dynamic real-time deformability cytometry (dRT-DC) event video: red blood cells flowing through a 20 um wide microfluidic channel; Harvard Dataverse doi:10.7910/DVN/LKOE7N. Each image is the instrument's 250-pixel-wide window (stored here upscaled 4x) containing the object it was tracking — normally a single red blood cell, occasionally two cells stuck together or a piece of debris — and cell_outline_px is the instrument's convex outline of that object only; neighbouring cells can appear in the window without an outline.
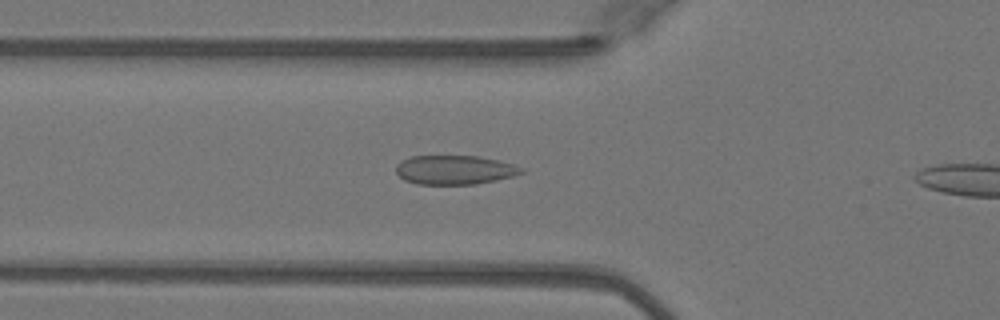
{"species": "Egyptian fruit bat (a non-hibernating species)", "species_latin": "Rousettus aegyptiacus", "temperature_condition": "warm", "stored_images_in_passage": 37, "camera_frame_rate_fps": 3000, "um_per_image_px": 0.085, "animal": {"sex": "female"}, "frame": {"image": 1, "passage_image": 11, "time_ms": 3.333, "image_size_px": [1000, 320], "cell_outline_px": [[524, 172], [512, 176], [496, 180], [476, 184], [416, 184], [404, 180], [396, 172], [396, 164], [400, 160], [412, 156], [476, 156], [496, 160], [512, 164], [524, 168]], "centroid_in_image_um": [38.61, 14.44], "position_along_channel_um": 87.2, "area_um2": 21.21}}
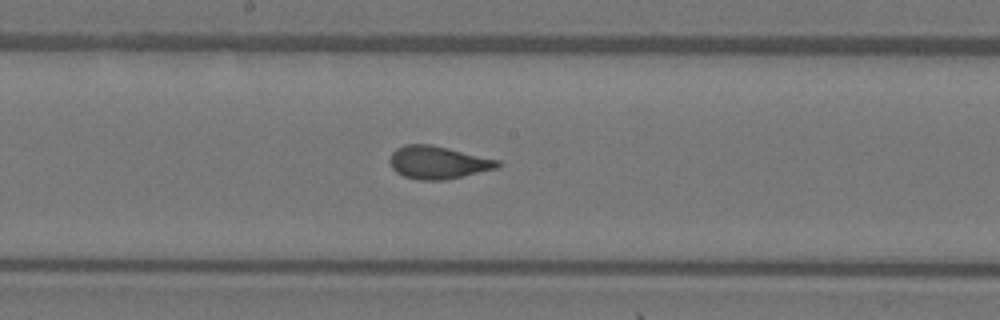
{"frame": {"image": 2, "passage_image": 20, "time_ms": 6.333, "image_size_px": [1000, 320], "cell_outline_px": [[504, 164], [496, 168], [444, 180], [420, 180], [404, 176], [396, 172], [392, 168], [388, 160], [392, 152], [396, 148], [404, 144], [432, 144], [500, 160]], "centroid_in_image_um": [37.21, 13.79], "position_along_channel_um": 211.0, "area_um2": 20.69}}
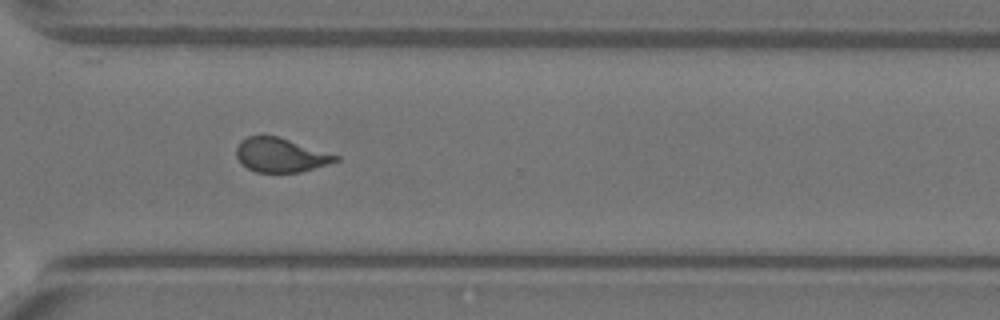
{"frame": {"image": 3, "passage_image": 30, "time_ms": 9.667, "image_size_px": [1000, 320], "cell_outline_px": [[340, 160], [328, 164], [300, 172], [256, 172], [248, 168], [236, 156], [236, 148], [240, 140], [248, 136], [280, 136], [340, 156]], "centroid_in_image_um": [23.87, 13.17], "position_along_channel_um": 346.7, "area_um2": 19.71}, "authors_computed_cell_mechanics": {"area_um2": 20.9236, "velocity_mm_per_s": 4.0985, "shape_relaxation_time_tau1_ms": 8.8616, "shape_relaxation_time_tau2_ms": null, "deformation_change_tau1": 0.2169, "deformation_change_tau2": null}}